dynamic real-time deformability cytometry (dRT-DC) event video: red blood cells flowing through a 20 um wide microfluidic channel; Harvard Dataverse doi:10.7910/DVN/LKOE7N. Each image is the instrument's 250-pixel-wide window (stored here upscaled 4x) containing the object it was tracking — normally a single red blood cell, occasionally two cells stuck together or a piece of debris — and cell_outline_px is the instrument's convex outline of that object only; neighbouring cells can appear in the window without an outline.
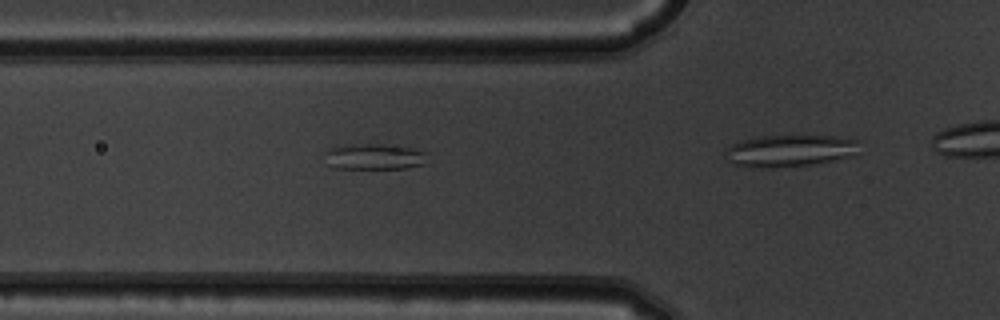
{"species": "common noctule bat (a hibernating species)", "species_latin": "Nyctalus noctula", "temperature_condition": "warm", "stored_images_in_passage": 10, "camera_frame_rate_fps": 3000, "um_per_image_px": 0.085, "animal": {"sex": "male", "body_mass_g": 19.5, "forearm_length_mm": 54.6}, "frame": {"image": 1, "passage_image": 6, "time_ms": 1.667, "image_size_px": [1000, 320], "cell_outline_px": [[428, 164], [408, 168], [336, 168], [328, 164], [324, 152], [332, 148], [344, 144], [368, 144], [408, 148], [424, 152]], "centroid_in_image_um": [31.8, 13.33], "position_along_channel_um": 94.0, "area_um2": 15.14}}